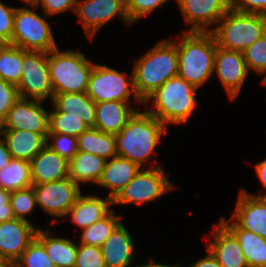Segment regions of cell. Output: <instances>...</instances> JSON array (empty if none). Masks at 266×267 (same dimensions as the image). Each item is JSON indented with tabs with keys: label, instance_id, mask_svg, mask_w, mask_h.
I'll use <instances>...</instances> for the list:
<instances>
[{
	"label": "cell",
	"instance_id": "cell-30",
	"mask_svg": "<svg viewBox=\"0 0 266 267\" xmlns=\"http://www.w3.org/2000/svg\"><path fill=\"white\" fill-rule=\"evenodd\" d=\"M32 185L30 161L12 158L5 167L0 169V188L13 192Z\"/></svg>",
	"mask_w": 266,
	"mask_h": 267
},
{
	"label": "cell",
	"instance_id": "cell-45",
	"mask_svg": "<svg viewBox=\"0 0 266 267\" xmlns=\"http://www.w3.org/2000/svg\"><path fill=\"white\" fill-rule=\"evenodd\" d=\"M207 250V254L204 257H201L200 259L198 258L197 261H195L194 263L191 262V264H189V267H222L219 262L217 261V259L213 256V254L208 250Z\"/></svg>",
	"mask_w": 266,
	"mask_h": 267
},
{
	"label": "cell",
	"instance_id": "cell-26",
	"mask_svg": "<svg viewBox=\"0 0 266 267\" xmlns=\"http://www.w3.org/2000/svg\"><path fill=\"white\" fill-rule=\"evenodd\" d=\"M219 220L238 239L248 267H266V238L241 229L231 218L221 216Z\"/></svg>",
	"mask_w": 266,
	"mask_h": 267
},
{
	"label": "cell",
	"instance_id": "cell-50",
	"mask_svg": "<svg viewBox=\"0 0 266 267\" xmlns=\"http://www.w3.org/2000/svg\"><path fill=\"white\" fill-rule=\"evenodd\" d=\"M28 5V7H34L37 5L38 0H20Z\"/></svg>",
	"mask_w": 266,
	"mask_h": 267
},
{
	"label": "cell",
	"instance_id": "cell-7",
	"mask_svg": "<svg viewBox=\"0 0 266 267\" xmlns=\"http://www.w3.org/2000/svg\"><path fill=\"white\" fill-rule=\"evenodd\" d=\"M36 10V6L16 7L13 34L8 44L26 51L48 53L58 45L49 22Z\"/></svg>",
	"mask_w": 266,
	"mask_h": 267
},
{
	"label": "cell",
	"instance_id": "cell-14",
	"mask_svg": "<svg viewBox=\"0 0 266 267\" xmlns=\"http://www.w3.org/2000/svg\"><path fill=\"white\" fill-rule=\"evenodd\" d=\"M213 72L228 98L235 101L249 75L243 52L227 50L216 44Z\"/></svg>",
	"mask_w": 266,
	"mask_h": 267
},
{
	"label": "cell",
	"instance_id": "cell-5",
	"mask_svg": "<svg viewBox=\"0 0 266 267\" xmlns=\"http://www.w3.org/2000/svg\"><path fill=\"white\" fill-rule=\"evenodd\" d=\"M47 63L54 94L86 92L95 62L83 52L57 47L47 53Z\"/></svg>",
	"mask_w": 266,
	"mask_h": 267
},
{
	"label": "cell",
	"instance_id": "cell-1",
	"mask_svg": "<svg viewBox=\"0 0 266 267\" xmlns=\"http://www.w3.org/2000/svg\"><path fill=\"white\" fill-rule=\"evenodd\" d=\"M167 129L146 110L136 111L125 127L115 135L117 156L133 161L141 168L160 167L161 164H157L158 160L154 161L155 165L148 167L147 162L154 155Z\"/></svg>",
	"mask_w": 266,
	"mask_h": 267
},
{
	"label": "cell",
	"instance_id": "cell-17",
	"mask_svg": "<svg viewBox=\"0 0 266 267\" xmlns=\"http://www.w3.org/2000/svg\"><path fill=\"white\" fill-rule=\"evenodd\" d=\"M230 217L241 229L266 238V197L249 194L241 189Z\"/></svg>",
	"mask_w": 266,
	"mask_h": 267
},
{
	"label": "cell",
	"instance_id": "cell-43",
	"mask_svg": "<svg viewBox=\"0 0 266 267\" xmlns=\"http://www.w3.org/2000/svg\"><path fill=\"white\" fill-rule=\"evenodd\" d=\"M230 8L243 13L266 15V0H230Z\"/></svg>",
	"mask_w": 266,
	"mask_h": 267
},
{
	"label": "cell",
	"instance_id": "cell-37",
	"mask_svg": "<svg viewBox=\"0 0 266 267\" xmlns=\"http://www.w3.org/2000/svg\"><path fill=\"white\" fill-rule=\"evenodd\" d=\"M46 145L68 161L78 152L77 137L67 134L48 133Z\"/></svg>",
	"mask_w": 266,
	"mask_h": 267
},
{
	"label": "cell",
	"instance_id": "cell-21",
	"mask_svg": "<svg viewBox=\"0 0 266 267\" xmlns=\"http://www.w3.org/2000/svg\"><path fill=\"white\" fill-rule=\"evenodd\" d=\"M110 206L112 207V199L108 195L102 198L92 193H81L66 217L70 216L71 222L82 230L105 217L112 210Z\"/></svg>",
	"mask_w": 266,
	"mask_h": 267
},
{
	"label": "cell",
	"instance_id": "cell-23",
	"mask_svg": "<svg viewBox=\"0 0 266 267\" xmlns=\"http://www.w3.org/2000/svg\"><path fill=\"white\" fill-rule=\"evenodd\" d=\"M135 162L115 156L106 160L104 170L96 185L109 190L108 196L113 199L139 172Z\"/></svg>",
	"mask_w": 266,
	"mask_h": 267
},
{
	"label": "cell",
	"instance_id": "cell-13",
	"mask_svg": "<svg viewBox=\"0 0 266 267\" xmlns=\"http://www.w3.org/2000/svg\"><path fill=\"white\" fill-rule=\"evenodd\" d=\"M188 32H211L230 9V0H175ZM212 27V28H211Z\"/></svg>",
	"mask_w": 266,
	"mask_h": 267
},
{
	"label": "cell",
	"instance_id": "cell-29",
	"mask_svg": "<svg viewBox=\"0 0 266 267\" xmlns=\"http://www.w3.org/2000/svg\"><path fill=\"white\" fill-rule=\"evenodd\" d=\"M78 151H85L109 160L117 156L116 137L96 128H88L77 137Z\"/></svg>",
	"mask_w": 266,
	"mask_h": 267
},
{
	"label": "cell",
	"instance_id": "cell-10",
	"mask_svg": "<svg viewBox=\"0 0 266 267\" xmlns=\"http://www.w3.org/2000/svg\"><path fill=\"white\" fill-rule=\"evenodd\" d=\"M22 78L17 86L20 98L50 102L54 91L49 74L47 53L23 50Z\"/></svg>",
	"mask_w": 266,
	"mask_h": 267
},
{
	"label": "cell",
	"instance_id": "cell-52",
	"mask_svg": "<svg viewBox=\"0 0 266 267\" xmlns=\"http://www.w3.org/2000/svg\"><path fill=\"white\" fill-rule=\"evenodd\" d=\"M168 267H183V266H181V264L176 263L174 265L173 264H171V265L169 264ZM185 267H189V266L186 265Z\"/></svg>",
	"mask_w": 266,
	"mask_h": 267
},
{
	"label": "cell",
	"instance_id": "cell-15",
	"mask_svg": "<svg viewBox=\"0 0 266 267\" xmlns=\"http://www.w3.org/2000/svg\"><path fill=\"white\" fill-rule=\"evenodd\" d=\"M45 102L19 98L2 121V130H29L48 134L50 110L42 106Z\"/></svg>",
	"mask_w": 266,
	"mask_h": 267
},
{
	"label": "cell",
	"instance_id": "cell-40",
	"mask_svg": "<svg viewBox=\"0 0 266 267\" xmlns=\"http://www.w3.org/2000/svg\"><path fill=\"white\" fill-rule=\"evenodd\" d=\"M20 98L16 85L0 79V121L2 122L13 104Z\"/></svg>",
	"mask_w": 266,
	"mask_h": 267
},
{
	"label": "cell",
	"instance_id": "cell-39",
	"mask_svg": "<svg viewBox=\"0 0 266 267\" xmlns=\"http://www.w3.org/2000/svg\"><path fill=\"white\" fill-rule=\"evenodd\" d=\"M169 0H125V8L130 22L136 23Z\"/></svg>",
	"mask_w": 266,
	"mask_h": 267
},
{
	"label": "cell",
	"instance_id": "cell-20",
	"mask_svg": "<svg viewBox=\"0 0 266 267\" xmlns=\"http://www.w3.org/2000/svg\"><path fill=\"white\" fill-rule=\"evenodd\" d=\"M69 161L45 145L30 161L33 184H44L68 177Z\"/></svg>",
	"mask_w": 266,
	"mask_h": 267
},
{
	"label": "cell",
	"instance_id": "cell-53",
	"mask_svg": "<svg viewBox=\"0 0 266 267\" xmlns=\"http://www.w3.org/2000/svg\"><path fill=\"white\" fill-rule=\"evenodd\" d=\"M261 80H262L261 81L262 85L266 87V77L264 79H261Z\"/></svg>",
	"mask_w": 266,
	"mask_h": 267
},
{
	"label": "cell",
	"instance_id": "cell-33",
	"mask_svg": "<svg viewBox=\"0 0 266 267\" xmlns=\"http://www.w3.org/2000/svg\"><path fill=\"white\" fill-rule=\"evenodd\" d=\"M88 128L79 117L66 115V112H49L48 133H60L78 137Z\"/></svg>",
	"mask_w": 266,
	"mask_h": 267
},
{
	"label": "cell",
	"instance_id": "cell-18",
	"mask_svg": "<svg viewBox=\"0 0 266 267\" xmlns=\"http://www.w3.org/2000/svg\"><path fill=\"white\" fill-rule=\"evenodd\" d=\"M214 227L206 249L222 267H248L236 236L220 220Z\"/></svg>",
	"mask_w": 266,
	"mask_h": 267
},
{
	"label": "cell",
	"instance_id": "cell-4",
	"mask_svg": "<svg viewBox=\"0 0 266 267\" xmlns=\"http://www.w3.org/2000/svg\"><path fill=\"white\" fill-rule=\"evenodd\" d=\"M197 88L185 79L175 76L167 80L143 101V106L152 105L146 110L166 127L187 123L195 113L198 101Z\"/></svg>",
	"mask_w": 266,
	"mask_h": 267
},
{
	"label": "cell",
	"instance_id": "cell-6",
	"mask_svg": "<svg viewBox=\"0 0 266 267\" xmlns=\"http://www.w3.org/2000/svg\"><path fill=\"white\" fill-rule=\"evenodd\" d=\"M211 33L217 46L243 52L266 33V15L230 8Z\"/></svg>",
	"mask_w": 266,
	"mask_h": 267
},
{
	"label": "cell",
	"instance_id": "cell-51",
	"mask_svg": "<svg viewBox=\"0 0 266 267\" xmlns=\"http://www.w3.org/2000/svg\"><path fill=\"white\" fill-rule=\"evenodd\" d=\"M7 42L0 36V48L4 47Z\"/></svg>",
	"mask_w": 266,
	"mask_h": 267
},
{
	"label": "cell",
	"instance_id": "cell-31",
	"mask_svg": "<svg viewBox=\"0 0 266 267\" xmlns=\"http://www.w3.org/2000/svg\"><path fill=\"white\" fill-rule=\"evenodd\" d=\"M121 217L112 209L105 217L81 230L80 244L101 247L111 233L122 223Z\"/></svg>",
	"mask_w": 266,
	"mask_h": 267
},
{
	"label": "cell",
	"instance_id": "cell-24",
	"mask_svg": "<svg viewBox=\"0 0 266 267\" xmlns=\"http://www.w3.org/2000/svg\"><path fill=\"white\" fill-rule=\"evenodd\" d=\"M48 134L29 130H2L1 137L6 142L13 159L31 161L46 145Z\"/></svg>",
	"mask_w": 266,
	"mask_h": 267
},
{
	"label": "cell",
	"instance_id": "cell-49",
	"mask_svg": "<svg viewBox=\"0 0 266 267\" xmlns=\"http://www.w3.org/2000/svg\"><path fill=\"white\" fill-rule=\"evenodd\" d=\"M0 267H19L17 261L0 259Z\"/></svg>",
	"mask_w": 266,
	"mask_h": 267
},
{
	"label": "cell",
	"instance_id": "cell-28",
	"mask_svg": "<svg viewBox=\"0 0 266 267\" xmlns=\"http://www.w3.org/2000/svg\"><path fill=\"white\" fill-rule=\"evenodd\" d=\"M36 238L44 245L55 267H75L77 242L69 238L53 237L49 228H38Z\"/></svg>",
	"mask_w": 266,
	"mask_h": 267
},
{
	"label": "cell",
	"instance_id": "cell-32",
	"mask_svg": "<svg viewBox=\"0 0 266 267\" xmlns=\"http://www.w3.org/2000/svg\"><path fill=\"white\" fill-rule=\"evenodd\" d=\"M23 49L6 44L0 48V79L19 85L22 78Z\"/></svg>",
	"mask_w": 266,
	"mask_h": 267
},
{
	"label": "cell",
	"instance_id": "cell-41",
	"mask_svg": "<svg viewBox=\"0 0 266 267\" xmlns=\"http://www.w3.org/2000/svg\"><path fill=\"white\" fill-rule=\"evenodd\" d=\"M76 0H38L37 8L41 7V12L47 17L57 14H64L66 11L75 13Z\"/></svg>",
	"mask_w": 266,
	"mask_h": 267
},
{
	"label": "cell",
	"instance_id": "cell-46",
	"mask_svg": "<svg viewBox=\"0 0 266 267\" xmlns=\"http://www.w3.org/2000/svg\"><path fill=\"white\" fill-rule=\"evenodd\" d=\"M255 169H256V174L258 176V180L260 181V183H262L263 187L266 189V159H264L263 161L261 162H258L256 165H255ZM251 195H254V196H258V197H266V193L264 192L263 194L261 193H256V194H253V193H249Z\"/></svg>",
	"mask_w": 266,
	"mask_h": 267
},
{
	"label": "cell",
	"instance_id": "cell-27",
	"mask_svg": "<svg viewBox=\"0 0 266 267\" xmlns=\"http://www.w3.org/2000/svg\"><path fill=\"white\" fill-rule=\"evenodd\" d=\"M106 160L98 155L78 151L69 160L68 177L79 187L81 184H97L104 170Z\"/></svg>",
	"mask_w": 266,
	"mask_h": 267
},
{
	"label": "cell",
	"instance_id": "cell-19",
	"mask_svg": "<svg viewBox=\"0 0 266 267\" xmlns=\"http://www.w3.org/2000/svg\"><path fill=\"white\" fill-rule=\"evenodd\" d=\"M135 241L123 222L101 246L106 267H130L136 257Z\"/></svg>",
	"mask_w": 266,
	"mask_h": 267
},
{
	"label": "cell",
	"instance_id": "cell-47",
	"mask_svg": "<svg viewBox=\"0 0 266 267\" xmlns=\"http://www.w3.org/2000/svg\"><path fill=\"white\" fill-rule=\"evenodd\" d=\"M12 159L11 153L8 150L6 142L0 136V169L5 167Z\"/></svg>",
	"mask_w": 266,
	"mask_h": 267
},
{
	"label": "cell",
	"instance_id": "cell-54",
	"mask_svg": "<svg viewBox=\"0 0 266 267\" xmlns=\"http://www.w3.org/2000/svg\"><path fill=\"white\" fill-rule=\"evenodd\" d=\"M1 131H2V122L0 121V136H1Z\"/></svg>",
	"mask_w": 266,
	"mask_h": 267
},
{
	"label": "cell",
	"instance_id": "cell-3",
	"mask_svg": "<svg viewBox=\"0 0 266 267\" xmlns=\"http://www.w3.org/2000/svg\"><path fill=\"white\" fill-rule=\"evenodd\" d=\"M175 38L178 76L200 89L214 73L216 41L211 32H188Z\"/></svg>",
	"mask_w": 266,
	"mask_h": 267
},
{
	"label": "cell",
	"instance_id": "cell-25",
	"mask_svg": "<svg viewBox=\"0 0 266 267\" xmlns=\"http://www.w3.org/2000/svg\"><path fill=\"white\" fill-rule=\"evenodd\" d=\"M51 106L50 112H66L79 117L89 128L95 126L96 103L86 92L54 94Z\"/></svg>",
	"mask_w": 266,
	"mask_h": 267
},
{
	"label": "cell",
	"instance_id": "cell-48",
	"mask_svg": "<svg viewBox=\"0 0 266 267\" xmlns=\"http://www.w3.org/2000/svg\"><path fill=\"white\" fill-rule=\"evenodd\" d=\"M169 264H162L157 263L156 260L153 259V257H149L148 261L142 264L133 265L132 267H168ZM131 267V266H130Z\"/></svg>",
	"mask_w": 266,
	"mask_h": 267
},
{
	"label": "cell",
	"instance_id": "cell-16",
	"mask_svg": "<svg viewBox=\"0 0 266 267\" xmlns=\"http://www.w3.org/2000/svg\"><path fill=\"white\" fill-rule=\"evenodd\" d=\"M37 230L31 221L23 219L0 222V259L17 261L35 239Z\"/></svg>",
	"mask_w": 266,
	"mask_h": 267
},
{
	"label": "cell",
	"instance_id": "cell-38",
	"mask_svg": "<svg viewBox=\"0 0 266 267\" xmlns=\"http://www.w3.org/2000/svg\"><path fill=\"white\" fill-rule=\"evenodd\" d=\"M75 267H106L101 247L77 242Z\"/></svg>",
	"mask_w": 266,
	"mask_h": 267
},
{
	"label": "cell",
	"instance_id": "cell-44",
	"mask_svg": "<svg viewBox=\"0 0 266 267\" xmlns=\"http://www.w3.org/2000/svg\"><path fill=\"white\" fill-rule=\"evenodd\" d=\"M11 192L0 188V222L15 219L11 205H10Z\"/></svg>",
	"mask_w": 266,
	"mask_h": 267
},
{
	"label": "cell",
	"instance_id": "cell-9",
	"mask_svg": "<svg viewBox=\"0 0 266 267\" xmlns=\"http://www.w3.org/2000/svg\"><path fill=\"white\" fill-rule=\"evenodd\" d=\"M174 189H176V186L166 176L163 166L141 168L133 179L112 199V206L142 205L158 200Z\"/></svg>",
	"mask_w": 266,
	"mask_h": 267
},
{
	"label": "cell",
	"instance_id": "cell-35",
	"mask_svg": "<svg viewBox=\"0 0 266 267\" xmlns=\"http://www.w3.org/2000/svg\"><path fill=\"white\" fill-rule=\"evenodd\" d=\"M248 71L266 77V33L243 51Z\"/></svg>",
	"mask_w": 266,
	"mask_h": 267
},
{
	"label": "cell",
	"instance_id": "cell-8",
	"mask_svg": "<svg viewBox=\"0 0 266 267\" xmlns=\"http://www.w3.org/2000/svg\"><path fill=\"white\" fill-rule=\"evenodd\" d=\"M86 94L97 104L107 101L131 103L133 97L135 104L143 105L134 89L133 71L129 76L106 64L94 63Z\"/></svg>",
	"mask_w": 266,
	"mask_h": 267
},
{
	"label": "cell",
	"instance_id": "cell-2",
	"mask_svg": "<svg viewBox=\"0 0 266 267\" xmlns=\"http://www.w3.org/2000/svg\"><path fill=\"white\" fill-rule=\"evenodd\" d=\"M134 89L143 102L167 80L178 76V52L174 39L160 40L134 60Z\"/></svg>",
	"mask_w": 266,
	"mask_h": 267
},
{
	"label": "cell",
	"instance_id": "cell-42",
	"mask_svg": "<svg viewBox=\"0 0 266 267\" xmlns=\"http://www.w3.org/2000/svg\"><path fill=\"white\" fill-rule=\"evenodd\" d=\"M16 7L5 4L0 0V36L9 43L14 29Z\"/></svg>",
	"mask_w": 266,
	"mask_h": 267
},
{
	"label": "cell",
	"instance_id": "cell-22",
	"mask_svg": "<svg viewBox=\"0 0 266 267\" xmlns=\"http://www.w3.org/2000/svg\"><path fill=\"white\" fill-rule=\"evenodd\" d=\"M127 102L107 101L96 104L94 128L117 135L138 110Z\"/></svg>",
	"mask_w": 266,
	"mask_h": 267
},
{
	"label": "cell",
	"instance_id": "cell-36",
	"mask_svg": "<svg viewBox=\"0 0 266 267\" xmlns=\"http://www.w3.org/2000/svg\"><path fill=\"white\" fill-rule=\"evenodd\" d=\"M19 267H55L44 245L35 237L17 260Z\"/></svg>",
	"mask_w": 266,
	"mask_h": 267
},
{
	"label": "cell",
	"instance_id": "cell-34",
	"mask_svg": "<svg viewBox=\"0 0 266 267\" xmlns=\"http://www.w3.org/2000/svg\"><path fill=\"white\" fill-rule=\"evenodd\" d=\"M10 205L15 218L29 221L26 216L32 213L37 206L33 186L11 192Z\"/></svg>",
	"mask_w": 266,
	"mask_h": 267
},
{
	"label": "cell",
	"instance_id": "cell-11",
	"mask_svg": "<svg viewBox=\"0 0 266 267\" xmlns=\"http://www.w3.org/2000/svg\"><path fill=\"white\" fill-rule=\"evenodd\" d=\"M36 194L37 207L53 217L51 223L58 218H65L77 197L82 193L81 187L75 184L69 177L62 180L33 184Z\"/></svg>",
	"mask_w": 266,
	"mask_h": 267
},
{
	"label": "cell",
	"instance_id": "cell-12",
	"mask_svg": "<svg viewBox=\"0 0 266 267\" xmlns=\"http://www.w3.org/2000/svg\"><path fill=\"white\" fill-rule=\"evenodd\" d=\"M76 15L90 40L114 18L119 17L126 25L132 26L126 13L125 0H76Z\"/></svg>",
	"mask_w": 266,
	"mask_h": 267
}]
</instances>
